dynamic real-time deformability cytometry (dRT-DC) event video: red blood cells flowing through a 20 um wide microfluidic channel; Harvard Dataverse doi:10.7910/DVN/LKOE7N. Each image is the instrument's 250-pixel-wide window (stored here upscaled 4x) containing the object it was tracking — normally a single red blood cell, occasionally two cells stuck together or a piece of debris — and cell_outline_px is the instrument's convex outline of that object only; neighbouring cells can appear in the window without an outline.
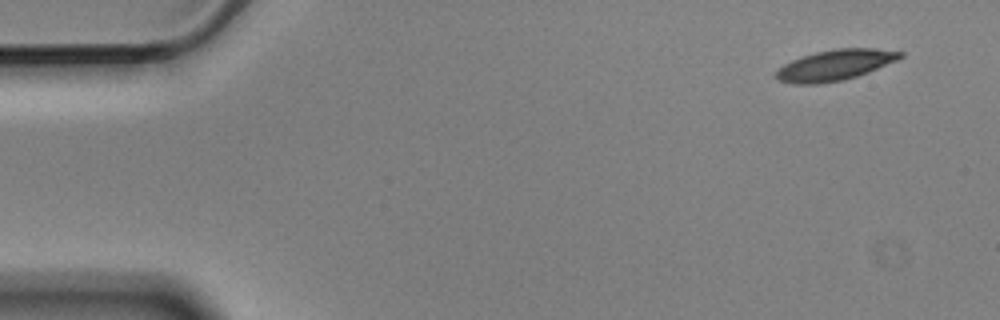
{"species": "Egyptian fruit bat (a non-hibernating species)", "species_latin": "Rousettus aegyptiacus", "temperature_condition": "cold", "stored_images_in_passage": 4, "camera_frame_rate_fps": 3000, "um_per_image_px": 0.085, "animal": {"sex": "male"}, "frame": {"image": 1, "passage_image": 1, "time_ms": 0.0, "image_size_px": [1000, 320], "cell_outline_px": [[904, 56], [896, 60], [868, 72], [844, 80], [820, 84], [792, 84], [780, 80], [776, 76], [776, 72], [784, 64], [792, 60], [816, 52], [836, 48], [876, 48], [904, 52]], "centroid_in_image_um": [71.0, 5.53], "position_along_channel_um": 14.0, "area_um2": 22.02}}
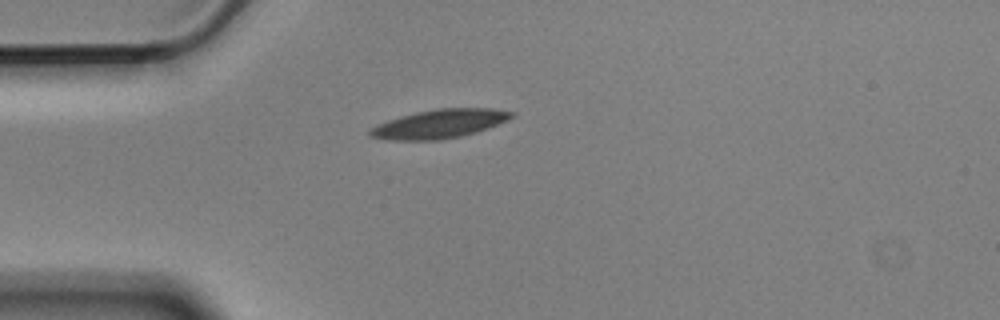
{"frame": {"image": 2, "passage_image": 4, "time_ms": 1.0, "image_size_px": [1000, 320], "cell_outline_px": [[516, 116], [508, 120], [476, 132], [460, 136], [440, 140], [388, 140], [372, 136], [368, 132], [368, 128], [376, 124], [400, 116], [416, 112], [436, 108], [492, 108], [516, 112]], "centroid_in_image_um": [37.36, 10.52], "position_along_channel_um": 47.6, "area_um2": 23.87}}